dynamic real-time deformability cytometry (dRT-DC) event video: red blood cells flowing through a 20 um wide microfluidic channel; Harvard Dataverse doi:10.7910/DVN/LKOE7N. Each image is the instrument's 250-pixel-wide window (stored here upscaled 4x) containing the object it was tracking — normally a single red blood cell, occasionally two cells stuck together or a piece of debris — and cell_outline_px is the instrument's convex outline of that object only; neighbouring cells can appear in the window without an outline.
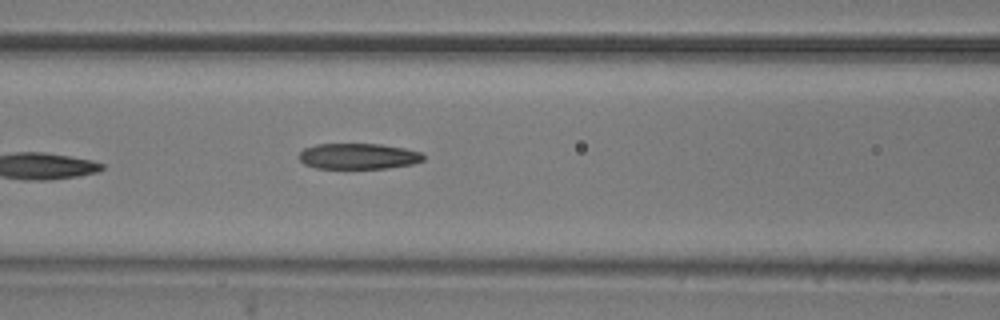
{"species": "common noctule bat (a hibernating species)", "species_latin": "Nyctalus noctula", "temperature_condition": "room temperature", "stored_images_in_passage": 7, "camera_frame_rate_fps": 3000, "um_per_image_px": 0.085, "animal": {"sex": "male", "body_mass_g": 20.5, "forearm_length_mm": 52.5}, "frame": {"image": 1, "passage_image": 7, "time_ms": 2.0, "image_size_px": [1000, 320], "cell_outline_px": [[424, 160], [412, 164], [388, 168], [316, 168], [304, 164], [300, 160], [300, 152], [304, 148], [316, 144], [380, 144], [404, 148], [420, 152], [424, 156]], "centroid_in_image_um": [30.46, 13.28], "position_along_channel_um": 136.1, "area_um2": 18.61}}